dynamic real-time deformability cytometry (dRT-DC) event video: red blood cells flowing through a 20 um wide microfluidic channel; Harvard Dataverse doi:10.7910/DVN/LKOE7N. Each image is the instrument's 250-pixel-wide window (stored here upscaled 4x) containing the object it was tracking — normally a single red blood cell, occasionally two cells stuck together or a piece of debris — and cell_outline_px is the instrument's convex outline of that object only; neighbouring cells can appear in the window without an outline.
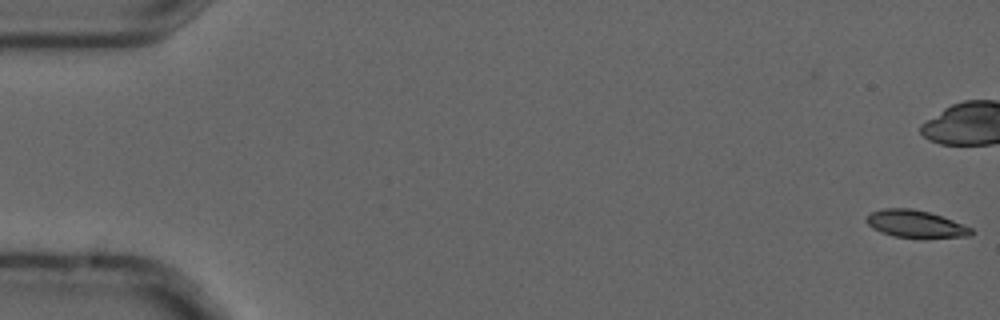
{"species": "common noctule bat (a hibernating species)", "species_latin": "Nyctalus noctula", "temperature_condition": "cold", "stored_images_in_passage": 6, "camera_frame_rate_fps": 3000, "um_per_image_px": 0.085, "animal": {"sex": "male", "forearm_length_mm": 52.5}, "frame": {"image": 1, "passage_image": 1, "time_ms": 0.0, "image_size_px": [1000, 320], "cell_outline_px": [[972, 236], [892, 236], [880, 232], [872, 228], [864, 220], [872, 212], [884, 208], [912, 208], [928, 212], [952, 220], [972, 228]], "centroid_in_image_um": [77.76, 19.0], "position_along_channel_um": 7.2, "area_um2": 16.07}}